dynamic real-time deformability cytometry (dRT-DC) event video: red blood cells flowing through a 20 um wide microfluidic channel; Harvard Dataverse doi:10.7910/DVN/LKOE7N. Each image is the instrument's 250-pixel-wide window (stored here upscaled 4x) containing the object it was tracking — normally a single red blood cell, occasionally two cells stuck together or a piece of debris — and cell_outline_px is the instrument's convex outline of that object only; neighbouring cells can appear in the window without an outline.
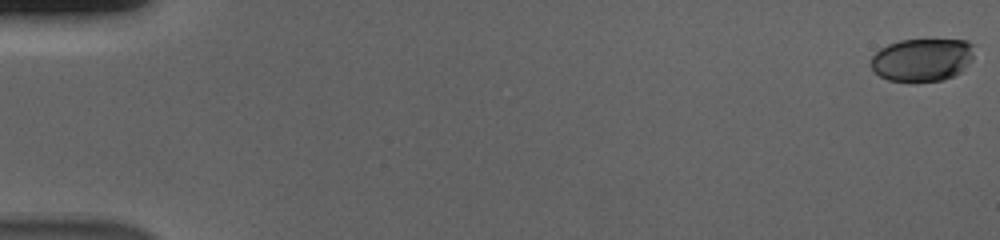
{"species": "human", "species_latin": "Homo sapiens", "temperature_condition": "cold", "stored_images_in_passage": 57, "camera_frame_rate_fps": 3000, "um_per_image_px": 0.085, "donor": {"sex": "male"}, "frame": {"image": 1, "passage_image": 1, "time_ms": 0.0, "image_size_px": [1000, 240], "cell_outline_px": [[972, 60], [960, 72], [952, 76], [940, 80], [888, 80], [880, 76], [868, 64], [872, 56], [880, 48], [888, 44], [900, 40], [968, 40], [972, 44]], "centroid_in_image_um": [78.35, 5.05], "position_along_channel_um": 6.6, "area_um2": 25.49}}
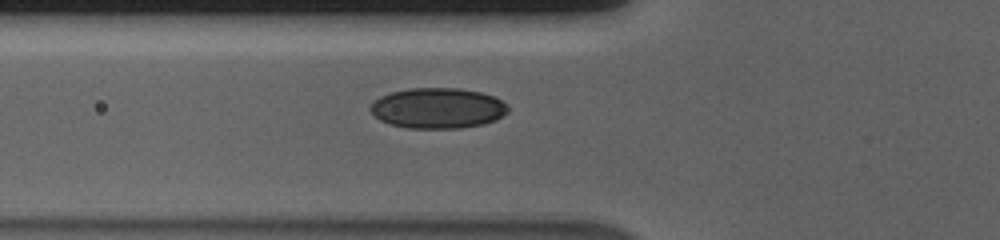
{"frame": {"image": 2, "passage_image": 22, "time_ms": 7.0, "image_size_px": [1000, 240], "cell_outline_px": [[508, 112], [496, 120], [484, 124], [460, 128], [408, 128], [388, 124], [380, 120], [368, 108], [380, 96], [392, 92], [408, 88], [460, 88], [480, 92], [492, 96], [508, 104]], "centroid_in_image_um": [37.22, 9.19], "position_along_channel_um": 88.6, "area_um2": 32.54}}
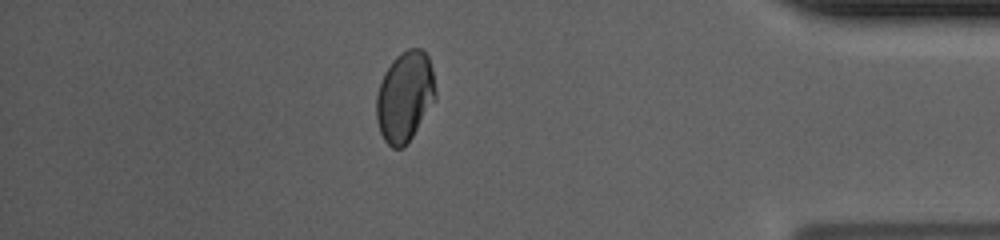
{"frame": {"image": 3, "passage_image": 50, "time_ms": 16.333, "image_size_px": [1000, 240], "cell_outline_px": [[436, 100], [404, 148], [392, 148], [384, 140], [380, 132], [376, 120], [376, 96], [384, 72], [392, 60], [400, 52], [408, 48], [420, 48], [428, 56], [432, 68], [436, 92]], "centroid_in_image_um": [34.41, 8.2], "position_along_channel_um": 400.8, "area_um2": 31.33}, "authors_computed_cell_mechanics": {"area_um2": 30.5762, "velocity_mm_per_s": 3.7037, "shape_relaxation_time_tau1_ms": 6.1969, "shape_relaxation_time_tau2_ms": 1.7374, "deformation_change_tau1": 0.1194, "deformation_change_tau2": 0.0401}}